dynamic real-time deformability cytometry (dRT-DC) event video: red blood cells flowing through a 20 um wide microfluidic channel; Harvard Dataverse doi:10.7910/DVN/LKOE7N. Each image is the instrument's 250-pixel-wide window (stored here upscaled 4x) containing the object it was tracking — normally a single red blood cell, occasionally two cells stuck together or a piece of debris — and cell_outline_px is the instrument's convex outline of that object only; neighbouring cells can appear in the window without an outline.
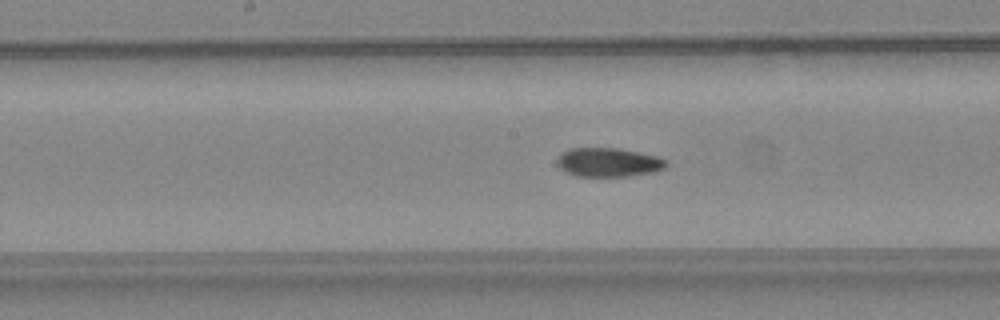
{"species": "common noctule bat (a hibernating species)", "species_latin": "Nyctalus noctula", "temperature_condition": "warm", "stored_images_in_passage": 40, "segment_of_instrument_passage": [1, 2], "camera_frame_rate_fps": 3000, "um_per_image_px": 0.085, "animal": {"sex": "female", "body_mass_g": 24.6, "forearm_length_mm": 56.2}, "frame": {"image": 1, "passage_image": 16, "time_ms": 5.0, "image_size_px": [1000, 320], "cell_outline_px": [[668, 164], [664, 168], [656, 172], [628, 176], [576, 176], [560, 168], [556, 164], [556, 160], [568, 148], [620, 148], [660, 156], [668, 160]], "centroid_in_image_um": [51.78, 13.79], "position_along_channel_um": 196.4, "area_um2": 18.61}}
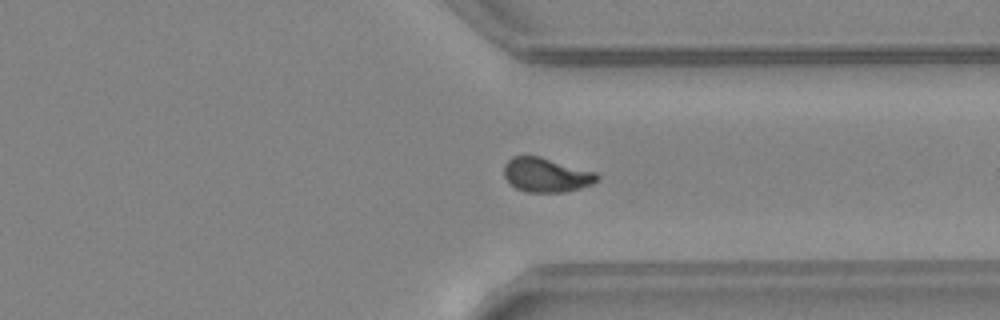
{"frame": {"image": 2, "passage_image": 28, "time_ms": 9.0, "image_size_px": [1000, 320], "cell_outline_px": [[600, 180], [592, 184], [580, 188], [564, 192], [528, 192], [516, 188], [508, 184], [504, 176], [504, 164], [512, 156], [540, 156], [596, 172], [600, 176]], "centroid_in_image_um": [46.43, 14.87], "position_along_channel_um": 365.0, "area_um2": 18.79}}
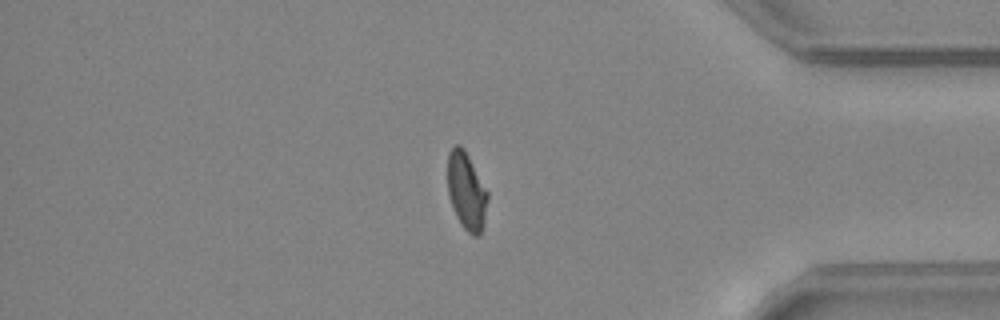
{"frame": {"image": 3, "passage_image": 32, "time_ms": 10.333, "image_size_px": [1000, 320], "cell_outline_px": [[488, 200], [480, 236], [472, 236], [464, 228], [456, 216], [452, 208], [448, 192], [448, 152], [456, 144], [460, 144], [464, 148], [488, 192]], "centroid_in_image_um": [39.64, 16.24], "position_along_channel_um": 395.6, "area_um2": 17.98}}